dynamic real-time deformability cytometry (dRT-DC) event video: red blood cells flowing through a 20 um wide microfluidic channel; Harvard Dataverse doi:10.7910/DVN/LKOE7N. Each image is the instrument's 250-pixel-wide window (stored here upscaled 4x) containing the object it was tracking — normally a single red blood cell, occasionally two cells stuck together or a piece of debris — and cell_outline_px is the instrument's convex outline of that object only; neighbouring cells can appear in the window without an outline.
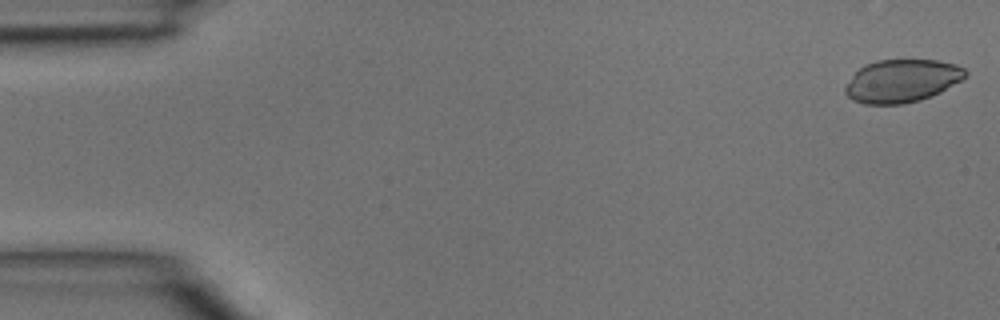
{"species": "common noctule bat (a hibernating species)", "species_latin": "Nyctalus noctula", "temperature_condition": "room temperature", "stored_images_in_passage": 4, "camera_frame_rate_fps": 3000, "um_per_image_px": 0.085, "animal": {"sex": "male", "body_mass_g": 15.6}, "frame": {"image": 1, "passage_image": 1, "time_ms": 0.0, "image_size_px": [1000, 320], "cell_outline_px": [[968, 72], [960, 80], [940, 92], [932, 96], [920, 100], [904, 104], [864, 104], [852, 100], [844, 92], [844, 88], [852, 76], [864, 64], [876, 60], [936, 60], [956, 64], [964, 68]], "centroid_in_image_um": [76.64, 6.88], "position_along_channel_um": 8.4, "area_um2": 30.0}}